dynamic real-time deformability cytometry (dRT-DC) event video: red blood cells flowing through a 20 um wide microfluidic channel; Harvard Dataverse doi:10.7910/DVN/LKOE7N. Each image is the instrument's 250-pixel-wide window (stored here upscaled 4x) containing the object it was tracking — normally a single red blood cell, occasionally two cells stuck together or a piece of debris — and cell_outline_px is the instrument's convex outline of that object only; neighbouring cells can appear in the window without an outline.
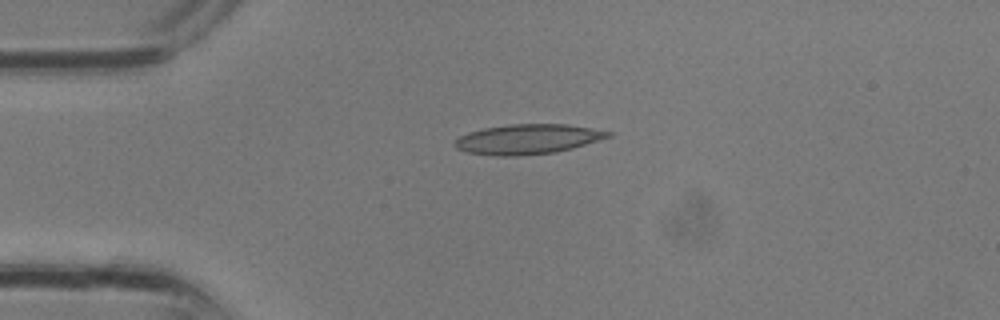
{"species": "common noctule bat (a hibernating species)", "species_latin": "Nyctalus noctula", "temperature_condition": "room temperature", "stored_images_in_passage": 3, "camera_frame_rate_fps": 3000, "um_per_image_px": 0.085, "animal": {"sex": "male", "body_mass_g": 13.3}, "frame": {"image": 1, "passage_image": 1, "time_ms": 0.0, "image_size_px": [1000, 320], "cell_outline_px": [[612, 136], [572, 148], [556, 152], [516, 156], [496, 156], [468, 152], [456, 148], [452, 144], [460, 136], [468, 132], [484, 128], [508, 124], [568, 124], [612, 132]], "centroid_in_image_um": [44.83, 11.83], "position_along_channel_um": 40.2, "area_um2": 26.65}}